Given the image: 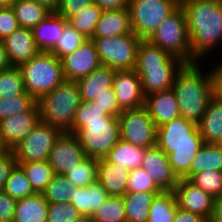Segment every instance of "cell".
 <instances>
[{
  "instance_id": "1",
  "label": "cell",
  "mask_w": 222,
  "mask_h": 222,
  "mask_svg": "<svg viewBox=\"0 0 222 222\" xmlns=\"http://www.w3.org/2000/svg\"><path fill=\"white\" fill-rule=\"evenodd\" d=\"M203 144L197 125L182 116L156 129V146L168 156L178 179L189 173L193 158Z\"/></svg>"
},
{
  "instance_id": "2",
  "label": "cell",
  "mask_w": 222,
  "mask_h": 222,
  "mask_svg": "<svg viewBox=\"0 0 222 222\" xmlns=\"http://www.w3.org/2000/svg\"><path fill=\"white\" fill-rule=\"evenodd\" d=\"M184 9L191 56L198 62L222 42V0H189Z\"/></svg>"
},
{
  "instance_id": "3",
  "label": "cell",
  "mask_w": 222,
  "mask_h": 222,
  "mask_svg": "<svg viewBox=\"0 0 222 222\" xmlns=\"http://www.w3.org/2000/svg\"><path fill=\"white\" fill-rule=\"evenodd\" d=\"M199 63H185L176 73L173 87L180 116L196 125L204 115L213 95L211 70L202 73Z\"/></svg>"
},
{
  "instance_id": "4",
  "label": "cell",
  "mask_w": 222,
  "mask_h": 222,
  "mask_svg": "<svg viewBox=\"0 0 222 222\" xmlns=\"http://www.w3.org/2000/svg\"><path fill=\"white\" fill-rule=\"evenodd\" d=\"M184 64L180 58L159 46L148 40H141L134 70L141 78L144 95L171 89L176 73Z\"/></svg>"
},
{
  "instance_id": "5",
  "label": "cell",
  "mask_w": 222,
  "mask_h": 222,
  "mask_svg": "<svg viewBox=\"0 0 222 222\" xmlns=\"http://www.w3.org/2000/svg\"><path fill=\"white\" fill-rule=\"evenodd\" d=\"M82 99L76 81L65 80L37 100L40 120L67 132L74 121Z\"/></svg>"
},
{
  "instance_id": "6",
  "label": "cell",
  "mask_w": 222,
  "mask_h": 222,
  "mask_svg": "<svg viewBox=\"0 0 222 222\" xmlns=\"http://www.w3.org/2000/svg\"><path fill=\"white\" fill-rule=\"evenodd\" d=\"M19 68L25 91L36 100L66 80L61 60L50 52L40 51Z\"/></svg>"
},
{
  "instance_id": "7",
  "label": "cell",
  "mask_w": 222,
  "mask_h": 222,
  "mask_svg": "<svg viewBox=\"0 0 222 222\" xmlns=\"http://www.w3.org/2000/svg\"><path fill=\"white\" fill-rule=\"evenodd\" d=\"M147 40L185 63L197 62L191 56L187 21L181 5L159 24Z\"/></svg>"
},
{
  "instance_id": "8",
  "label": "cell",
  "mask_w": 222,
  "mask_h": 222,
  "mask_svg": "<svg viewBox=\"0 0 222 222\" xmlns=\"http://www.w3.org/2000/svg\"><path fill=\"white\" fill-rule=\"evenodd\" d=\"M75 135L87 157L104 158L120 140L119 119L107 115L103 120L85 121V125Z\"/></svg>"
},
{
  "instance_id": "9",
  "label": "cell",
  "mask_w": 222,
  "mask_h": 222,
  "mask_svg": "<svg viewBox=\"0 0 222 222\" xmlns=\"http://www.w3.org/2000/svg\"><path fill=\"white\" fill-rule=\"evenodd\" d=\"M102 65L116 71L134 70L138 46L142 39L134 33L110 38H91Z\"/></svg>"
},
{
  "instance_id": "10",
  "label": "cell",
  "mask_w": 222,
  "mask_h": 222,
  "mask_svg": "<svg viewBox=\"0 0 222 222\" xmlns=\"http://www.w3.org/2000/svg\"><path fill=\"white\" fill-rule=\"evenodd\" d=\"M179 6L178 0H131L129 12L133 33L147 40Z\"/></svg>"
},
{
  "instance_id": "11",
  "label": "cell",
  "mask_w": 222,
  "mask_h": 222,
  "mask_svg": "<svg viewBox=\"0 0 222 222\" xmlns=\"http://www.w3.org/2000/svg\"><path fill=\"white\" fill-rule=\"evenodd\" d=\"M120 139L145 149L156 146V127L145 106L125 109L118 116Z\"/></svg>"
},
{
  "instance_id": "12",
  "label": "cell",
  "mask_w": 222,
  "mask_h": 222,
  "mask_svg": "<svg viewBox=\"0 0 222 222\" xmlns=\"http://www.w3.org/2000/svg\"><path fill=\"white\" fill-rule=\"evenodd\" d=\"M62 131L40 121L33 130L13 149L18 163L46 161L56 139Z\"/></svg>"
},
{
  "instance_id": "13",
  "label": "cell",
  "mask_w": 222,
  "mask_h": 222,
  "mask_svg": "<svg viewBox=\"0 0 222 222\" xmlns=\"http://www.w3.org/2000/svg\"><path fill=\"white\" fill-rule=\"evenodd\" d=\"M86 158L78 137L62 132L53 145L48 162L55 174L65 175Z\"/></svg>"
},
{
  "instance_id": "14",
  "label": "cell",
  "mask_w": 222,
  "mask_h": 222,
  "mask_svg": "<svg viewBox=\"0 0 222 222\" xmlns=\"http://www.w3.org/2000/svg\"><path fill=\"white\" fill-rule=\"evenodd\" d=\"M60 60L65 79L68 81L84 78L102 65L92 39L85 40L78 49Z\"/></svg>"
},
{
  "instance_id": "15",
  "label": "cell",
  "mask_w": 222,
  "mask_h": 222,
  "mask_svg": "<svg viewBox=\"0 0 222 222\" xmlns=\"http://www.w3.org/2000/svg\"><path fill=\"white\" fill-rule=\"evenodd\" d=\"M39 107L0 121V140L6 150H13L40 123Z\"/></svg>"
},
{
  "instance_id": "16",
  "label": "cell",
  "mask_w": 222,
  "mask_h": 222,
  "mask_svg": "<svg viewBox=\"0 0 222 222\" xmlns=\"http://www.w3.org/2000/svg\"><path fill=\"white\" fill-rule=\"evenodd\" d=\"M173 192L178 207L197 214L208 221L213 210L214 197L185 178L178 179Z\"/></svg>"
},
{
  "instance_id": "17",
  "label": "cell",
  "mask_w": 222,
  "mask_h": 222,
  "mask_svg": "<svg viewBox=\"0 0 222 222\" xmlns=\"http://www.w3.org/2000/svg\"><path fill=\"white\" fill-rule=\"evenodd\" d=\"M141 168L162 192H173L178 178L173 173L168 156L157 146L146 149Z\"/></svg>"
},
{
  "instance_id": "18",
  "label": "cell",
  "mask_w": 222,
  "mask_h": 222,
  "mask_svg": "<svg viewBox=\"0 0 222 222\" xmlns=\"http://www.w3.org/2000/svg\"><path fill=\"white\" fill-rule=\"evenodd\" d=\"M113 89L122 110L145 106L146 96L142 90L141 78L135 70L116 71Z\"/></svg>"
},
{
  "instance_id": "19",
  "label": "cell",
  "mask_w": 222,
  "mask_h": 222,
  "mask_svg": "<svg viewBox=\"0 0 222 222\" xmlns=\"http://www.w3.org/2000/svg\"><path fill=\"white\" fill-rule=\"evenodd\" d=\"M3 41L8 61L14 67H20L40 52L35 43L32 29L20 27Z\"/></svg>"
},
{
  "instance_id": "20",
  "label": "cell",
  "mask_w": 222,
  "mask_h": 222,
  "mask_svg": "<svg viewBox=\"0 0 222 222\" xmlns=\"http://www.w3.org/2000/svg\"><path fill=\"white\" fill-rule=\"evenodd\" d=\"M116 70L101 65L88 76L77 80L82 101H95L102 94H115L113 82Z\"/></svg>"
},
{
  "instance_id": "21",
  "label": "cell",
  "mask_w": 222,
  "mask_h": 222,
  "mask_svg": "<svg viewBox=\"0 0 222 222\" xmlns=\"http://www.w3.org/2000/svg\"><path fill=\"white\" fill-rule=\"evenodd\" d=\"M145 107L156 128L180 116L176 94L172 88L147 95Z\"/></svg>"
},
{
  "instance_id": "22",
  "label": "cell",
  "mask_w": 222,
  "mask_h": 222,
  "mask_svg": "<svg viewBox=\"0 0 222 222\" xmlns=\"http://www.w3.org/2000/svg\"><path fill=\"white\" fill-rule=\"evenodd\" d=\"M130 170L124 165L99 159L98 181L109 196H124L127 193V181Z\"/></svg>"
},
{
  "instance_id": "23",
  "label": "cell",
  "mask_w": 222,
  "mask_h": 222,
  "mask_svg": "<svg viewBox=\"0 0 222 222\" xmlns=\"http://www.w3.org/2000/svg\"><path fill=\"white\" fill-rule=\"evenodd\" d=\"M133 33L129 8L103 10L92 38H110Z\"/></svg>"
},
{
  "instance_id": "24",
  "label": "cell",
  "mask_w": 222,
  "mask_h": 222,
  "mask_svg": "<svg viewBox=\"0 0 222 222\" xmlns=\"http://www.w3.org/2000/svg\"><path fill=\"white\" fill-rule=\"evenodd\" d=\"M68 20L56 12H52L33 29V37L40 51L49 52L62 36Z\"/></svg>"
},
{
  "instance_id": "25",
  "label": "cell",
  "mask_w": 222,
  "mask_h": 222,
  "mask_svg": "<svg viewBox=\"0 0 222 222\" xmlns=\"http://www.w3.org/2000/svg\"><path fill=\"white\" fill-rule=\"evenodd\" d=\"M108 193L100 182L85 187H75L71 194V203L81 215L91 216L108 198Z\"/></svg>"
},
{
  "instance_id": "26",
  "label": "cell",
  "mask_w": 222,
  "mask_h": 222,
  "mask_svg": "<svg viewBox=\"0 0 222 222\" xmlns=\"http://www.w3.org/2000/svg\"><path fill=\"white\" fill-rule=\"evenodd\" d=\"M203 143L217 144L222 139V102L213 97L197 124Z\"/></svg>"
},
{
  "instance_id": "27",
  "label": "cell",
  "mask_w": 222,
  "mask_h": 222,
  "mask_svg": "<svg viewBox=\"0 0 222 222\" xmlns=\"http://www.w3.org/2000/svg\"><path fill=\"white\" fill-rule=\"evenodd\" d=\"M48 204L42 193L18 199L13 222H47Z\"/></svg>"
},
{
  "instance_id": "28",
  "label": "cell",
  "mask_w": 222,
  "mask_h": 222,
  "mask_svg": "<svg viewBox=\"0 0 222 222\" xmlns=\"http://www.w3.org/2000/svg\"><path fill=\"white\" fill-rule=\"evenodd\" d=\"M160 192L138 191L124 197L127 222H148L150 206Z\"/></svg>"
},
{
  "instance_id": "29",
  "label": "cell",
  "mask_w": 222,
  "mask_h": 222,
  "mask_svg": "<svg viewBox=\"0 0 222 222\" xmlns=\"http://www.w3.org/2000/svg\"><path fill=\"white\" fill-rule=\"evenodd\" d=\"M146 149L120 139L104 157L108 162L121 164L129 170L141 168Z\"/></svg>"
},
{
  "instance_id": "30",
  "label": "cell",
  "mask_w": 222,
  "mask_h": 222,
  "mask_svg": "<svg viewBox=\"0 0 222 222\" xmlns=\"http://www.w3.org/2000/svg\"><path fill=\"white\" fill-rule=\"evenodd\" d=\"M208 170L222 172V149L217 144L204 143L201 146L184 178L190 179L194 174Z\"/></svg>"
},
{
  "instance_id": "31",
  "label": "cell",
  "mask_w": 222,
  "mask_h": 222,
  "mask_svg": "<svg viewBox=\"0 0 222 222\" xmlns=\"http://www.w3.org/2000/svg\"><path fill=\"white\" fill-rule=\"evenodd\" d=\"M21 28L33 29L52 12L33 0H15L11 6Z\"/></svg>"
},
{
  "instance_id": "32",
  "label": "cell",
  "mask_w": 222,
  "mask_h": 222,
  "mask_svg": "<svg viewBox=\"0 0 222 222\" xmlns=\"http://www.w3.org/2000/svg\"><path fill=\"white\" fill-rule=\"evenodd\" d=\"M177 207L174 192H160L150 206L148 222H173Z\"/></svg>"
},
{
  "instance_id": "33",
  "label": "cell",
  "mask_w": 222,
  "mask_h": 222,
  "mask_svg": "<svg viewBox=\"0 0 222 222\" xmlns=\"http://www.w3.org/2000/svg\"><path fill=\"white\" fill-rule=\"evenodd\" d=\"M24 170L28 181L36 193H43L55 175L52 167L46 161L18 163Z\"/></svg>"
},
{
  "instance_id": "34",
  "label": "cell",
  "mask_w": 222,
  "mask_h": 222,
  "mask_svg": "<svg viewBox=\"0 0 222 222\" xmlns=\"http://www.w3.org/2000/svg\"><path fill=\"white\" fill-rule=\"evenodd\" d=\"M94 222H127L123 196H108L106 201L92 213Z\"/></svg>"
},
{
  "instance_id": "35",
  "label": "cell",
  "mask_w": 222,
  "mask_h": 222,
  "mask_svg": "<svg viewBox=\"0 0 222 222\" xmlns=\"http://www.w3.org/2000/svg\"><path fill=\"white\" fill-rule=\"evenodd\" d=\"M103 10L95 3L86 6L83 11L68 19V24L82 33L87 39L94 36V31Z\"/></svg>"
},
{
  "instance_id": "36",
  "label": "cell",
  "mask_w": 222,
  "mask_h": 222,
  "mask_svg": "<svg viewBox=\"0 0 222 222\" xmlns=\"http://www.w3.org/2000/svg\"><path fill=\"white\" fill-rule=\"evenodd\" d=\"M98 163L99 159L87 157L65 176L76 187L89 186L98 180Z\"/></svg>"
},
{
  "instance_id": "37",
  "label": "cell",
  "mask_w": 222,
  "mask_h": 222,
  "mask_svg": "<svg viewBox=\"0 0 222 222\" xmlns=\"http://www.w3.org/2000/svg\"><path fill=\"white\" fill-rule=\"evenodd\" d=\"M3 191L16 200L36 194L24 170L19 164L12 170Z\"/></svg>"
},
{
  "instance_id": "38",
  "label": "cell",
  "mask_w": 222,
  "mask_h": 222,
  "mask_svg": "<svg viewBox=\"0 0 222 222\" xmlns=\"http://www.w3.org/2000/svg\"><path fill=\"white\" fill-rule=\"evenodd\" d=\"M75 187L65 175L55 174L42 194L48 203H69Z\"/></svg>"
},
{
  "instance_id": "39",
  "label": "cell",
  "mask_w": 222,
  "mask_h": 222,
  "mask_svg": "<svg viewBox=\"0 0 222 222\" xmlns=\"http://www.w3.org/2000/svg\"><path fill=\"white\" fill-rule=\"evenodd\" d=\"M25 92L23 75L19 67L10 66L0 70V98H11Z\"/></svg>"
},
{
  "instance_id": "40",
  "label": "cell",
  "mask_w": 222,
  "mask_h": 222,
  "mask_svg": "<svg viewBox=\"0 0 222 222\" xmlns=\"http://www.w3.org/2000/svg\"><path fill=\"white\" fill-rule=\"evenodd\" d=\"M37 100L25 92L14 97L0 98V121L15 114L30 111Z\"/></svg>"
},
{
  "instance_id": "41",
  "label": "cell",
  "mask_w": 222,
  "mask_h": 222,
  "mask_svg": "<svg viewBox=\"0 0 222 222\" xmlns=\"http://www.w3.org/2000/svg\"><path fill=\"white\" fill-rule=\"evenodd\" d=\"M85 40L87 38L82 33L67 24L64 27L62 36L49 52L61 59L63 56L73 53Z\"/></svg>"
},
{
  "instance_id": "42",
  "label": "cell",
  "mask_w": 222,
  "mask_h": 222,
  "mask_svg": "<svg viewBox=\"0 0 222 222\" xmlns=\"http://www.w3.org/2000/svg\"><path fill=\"white\" fill-rule=\"evenodd\" d=\"M107 115L109 114L95 101H82L76 111L73 124L67 132L76 134L85 125V121L103 120Z\"/></svg>"
},
{
  "instance_id": "43",
  "label": "cell",
  "mask_w": 222,
  "mask_h": 222,
  "mask_svg": "<svg viewBox=\"0 0 222 222\" xmlns=\"http://www.w3.org/2000/svg\"><path fill=\"white\" fill-rule=\"evenodd\" d=\"M189 180L215 199L222 196V172L220 171L208 170L199 172L194 174Z\"/></svg>"
},
{
  "instance_id": "44",
  "label": "cell",
  "mask_w": 222,
  "mask_h": 222,
  "mask_svg": "<svg viewBox=\"0 0 222 222\" xmlns=\"http://www.w3.org/2000/svg\"><path fill=\"white\" fill-rule=\"evenodd\" d=\"M138 191L162 192L142 168L130 170L127 181V193Z\"/></svg>"
},
{
  "instance_id": "45",
  "label": "cell",
  "mask_w": 222,
  "mask_h": 222,
  "mask_svg": "<svg viewBox=\"0 0 222 222\" xmlns=\"http://www.w3.org/2000/svg\"><path fill=\"white\" fill-rule=\"evenodd\" d=\"M81 216L75 206L69 203H49L47 222H73Z\"/></svg>"
},
{
  "instance_id": "46",
  "label": "cell",
  "mask_w": 222,
  "mask_h": 222,
  "mask_svg": "<svg viewBox=\"0 0 222 222\" xmlns=\"http://www.w3.org/2000/svg\"><path fill=\"white\" fill-rule=\"evenodd\" d=\"M18 28L20 25L13 8H0V39L4 40Z\"/></svg>"
},
{
  "instance_id": "47",
  "label": "cell",
  "mask_w": 222,
  "mask_h": 222,
  "mask_svg": "<svg viewBox=\"0 0 222 222\" xmlns=\"http://www.w3.org/2000/svg\"><path fill=\"white\" fill-rule=\"evenodd\" d=\"M91 4L94 0H61L56 13L68 20Z\"/></svg>"
},
{
  "instance_id": "48",
  "label": "cell",
  "mask_w": 222,
  "mask_h": 222,
  "mask_svg": "<svg viewBox=\"0 0 222 222\" xmlns=\"http://www.w3.org/2000/svg\"><path fill=\"white\" fill-rule=\"evenodd\" d=\"M18 164L13 150L0 151V190H3L12 170Z\"/></svg>"
},
{
  "instance_id": "49",
  "label": "cell",
  "mask_w": 222,
  "mask_h": 222,
  "mask_svg": "<svg viewBox=\"0 0 222 222\" xmlns=\"http://www.w3.org/2000/svg\"><path fill=\"white\" fill-rule=\"evenodd\" d=\"M17 200L0 190V221H13Z\"/></svg>"
},
{
  "instance_id": "50",
  "label": "cell",
  "mask_w": 222,
  "mask_h": 222,
  "mask_svg": "<svg viewBox=\"0 0 222 222\" xmlns=\"http://www.w3.org/2000/svg\"><path fill=\"white\" fill-rule=\"evenodd\" d=\"M95 102L111 116L118 117L123 111L118 105L115 94H102Z\"/></svg>"
},
{
  "instance_id": "51",
  "label": "cell",
  "mask_w": 222,
  "mask_h": 222,
  "mask_svg": "<svg viewBox=\"0 0 222 222\" xmlns=\"http://www.w3.org/2000/svg\"><path fill=\"white\" fill-rule=\"evenodd\" d=\"M214 69L211 70V77L213 82V95L222 102V62L218 63Z\"/></svg>"
},
{
  "instance_id": "52",
  "label": "cell",
  "mask_w": 222,
  "mask_h": 222,
  "mask_svg": "<svg viewBox=\"0 0 222 222\" xmlns=\"http://www.w3.org/2000/svg\"><path fill=\"white\" fill-rule=\"evenodd\" d=\"M131 0H94L102 10H120L129 8Z\"/></svg>"
},
{
  "instance_id": "53",
  "label": "cell",
  "mask_w": 222,
  "mask_h": 222,
  "mask_svg": "<svg viewBox=\"0 0 222 222\" xmlns=\"http://www.w3.org/2000/svg\"><path fill=\"white\" fill-rule=\"evenodd\" d=\"M173 222H208L205 218L177 207Z\"/></svg>"
},
{
  "instance_id": "54",
  "label": "cell",
  "mask_w": 222,
  "mask_h": 222,
  "mask_svg": "<svg viewBox=\"0 0 222 222\" xmlns=\"http://www.w3.org/2000/svg\"><path fill=\"white\" fill-rule=\"evenodd\" d=\"M208 222H222V196L215 199L213 210Z\"/></svg>"
},
{
  "instance_id": "55",
  "label": "cell",
  "mask_w": 222,
  "mask_h": 222,
  "mask_svg": "<svg viewBox=\"0 0 222 222\" xmlns=\"http://www.w3.org/2000/svg\"><path fill=\"white\" fill-rule=\"evenodd\" d=\"M11 65L8 61L4 41L0 39V70L9 68Z\"/></svg>"
},
{
  "instance_id": "56",
  "label": "cell",
  "mask_w": 222,
  "mask_h": 222,
  "mask_svg": "<svg viewBox=\"0 0 222 222\" xmlns=\"http://www.w3.org/2000/svg\"><path fill=\"white\" fill-rule=\"evenodd\" d=\"M33 1L46 7L51 12H56L61 0H33Z\"/></svg>"
},
{
  "instance_id": "57",
  "label": "cell",
  "mask_w": 222,
  "mask_h": 222,
  "mask_svg": "<svg viewBox=\"0 0 222 222\" xmlns=\"http://www.w3.org/2000/svg\"><path fill=\"white\" fill-rule=\"evenodd\" d=\"M73 222H94L91 216L81 215L76 218Z\"/></svg>"
},
{
  "instance_id": "58",
  "label": "cell",
  "mask_w": 222,
  "mask_h": 222,
  "mask_svg": "<svg viewBox=\"0 0 222 222\" xmlns=\"http://www.w3.org/2000/svg\"><path fill=\"white\" fill-rule=\"evenodd\" d=\"M15 0H0V8L10 7Z\"/></svg>"
},
{
  "instance_id": "59",
  "label": "cell",
  "mask_w": 222,
  "mask_h": 222,
  "mask_svg": "<svg viewBox=\"0 0 222 222\" xmlns=\"http://www.w3.org/2000/svg\"><path fill=\"white\" fill-rule=\"evenodd\" d=\"M217 145L222 149V139L217 143Z\"/></svg>"
},
{
  "instance_id": "60",
  "label": "cell",
  "mask_w": 222,
  "mask_h": 222,
  "mask_svg": "<svg viewBox=\"0 0 222 222\" xmlns=\"http://www.w3.org/2000/svg\"><path fill=\"white\" fill-rule=\"evenodd\" d=\"M2 150H4V147H3L1 140H0V151H2Z\"/></svg>"
},
{
  "instance_id": "61",
  "label": "cell",
  "mask_w": 222,
  "mask_h": 222,
  "mask_svg": "<svg viewBox=\"0 0 222 222\" xmlns=\"http://www.w3.org/2000/svg\"><path fill=\"white\" fill-rule=\"evenodd\" d=\"M178 1L181 4V3L185 2V1H189V0H178Z\"/></svg>"
},
{
  "instance_id": "62",
  "label": "cell",
  "mask_w": 222,
  "mask_h": 222,
  "mask_svg": "<svg viewBox=\"0 0 222 222\" xmlns=\"http://www.w3.org/2000/svg\"><path fill=\"white\" fill-rule=\"evenodd\" d=\"M0 222H13V221H11V220H2Z\"/></svg>"
}]
</instances>
